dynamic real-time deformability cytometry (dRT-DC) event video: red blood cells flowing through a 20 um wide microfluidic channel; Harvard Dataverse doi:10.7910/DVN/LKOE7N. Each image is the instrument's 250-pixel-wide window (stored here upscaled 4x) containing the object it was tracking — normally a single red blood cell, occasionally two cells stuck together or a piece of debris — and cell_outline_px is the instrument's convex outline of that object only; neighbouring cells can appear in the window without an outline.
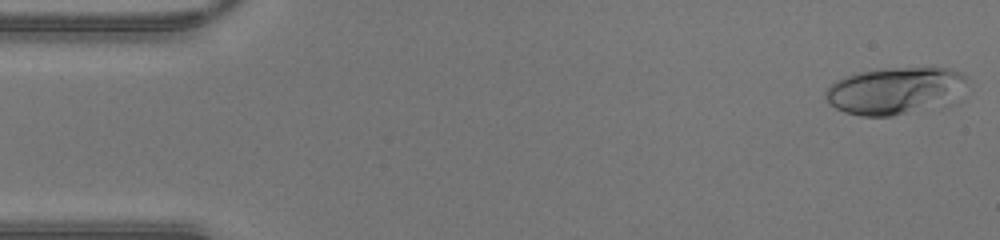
{"species": "human", "species_latin": "Homo sapiens", "temperature_condition": "warm", "stored_images_in_passage": 44, "camera_frame_rate_fps": 3000, "um_per_image_px": 0.085, "donor": {"sex": "male"}, "frame": {"image": 1, "passage_image": 1, "time_ms": 0.0, "image_size_px": [1000, 240], "cell_outline_px": [[964, 100], [956, 104], [892, 116], [860, 116], [844, 112], [828, 104], [824, 96], [824, 92], [836, 80], [860, 72], [884, 68], [948, 68], [960, 72], [964, 76]], "centroid_in_image_um": [76.17, 7.75], "position_along_channel_um": 8.8, "area_um2": 39.71}}
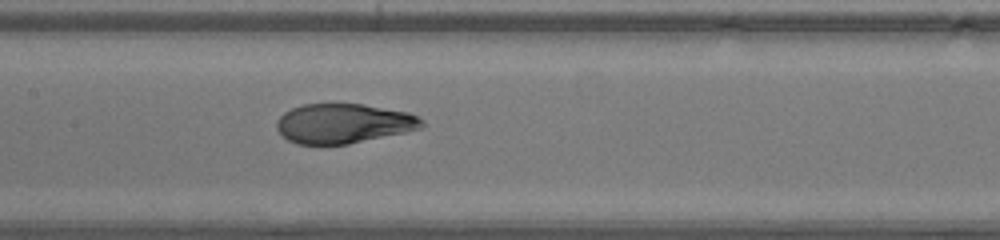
{"frame": {"image": 2, "passage_image": 21, "time_ms": 6.667, "image_size_px": [1000, 240], "cell_outline_px": [[424, 128], [408, 132], [348, 144], [296, 144], [288, 140], [276, 128], [276, 120], [284, 112], [292, 108], [304, 104], [360, 104], [408, 112], [424, 120]], "centroid_in_image_um": [29.22, 10.5], "position_along_channel_um": 178.2, "area_um2": 33.58}}
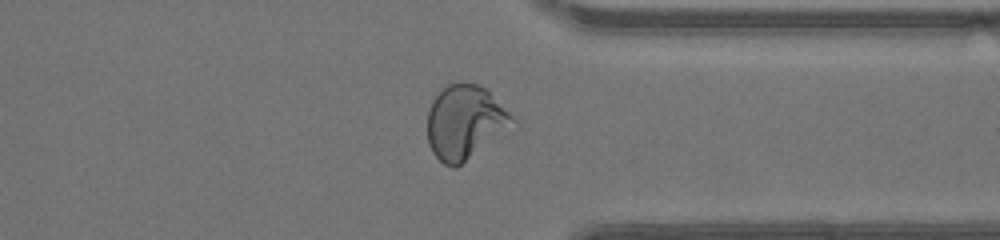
{"frame": {"image": 3, "passage_image": 34, "time_ms": 11.0, "image_size_px": [1000, 240], "cell_outline_px": [[516, 120], [456, 168], [452, 168], [444, 164], [432, 152], [428, 144], [428, 112], [432, 100], [448, 84], [460, 80], [464, 80], [488, 88], [516, 116]], "centroid_in_image_um": [39.51, 10.31], "position_along_channel_um": 371.9, "area_um2": 36.53}}